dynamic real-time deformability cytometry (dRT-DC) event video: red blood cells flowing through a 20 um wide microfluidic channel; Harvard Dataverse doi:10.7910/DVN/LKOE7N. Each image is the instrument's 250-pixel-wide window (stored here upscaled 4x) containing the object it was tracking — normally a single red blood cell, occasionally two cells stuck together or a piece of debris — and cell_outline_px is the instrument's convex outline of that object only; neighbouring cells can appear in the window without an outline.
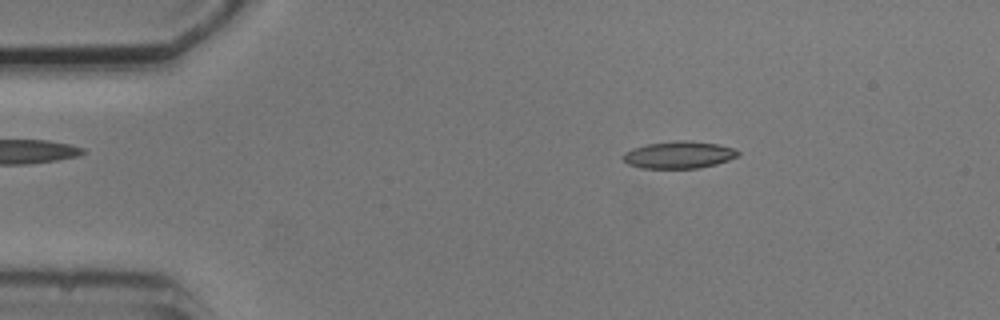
{"species": "common noctule bat (a hibernating species)", "species_latin": "Nyctalus noctula", "temperature_condition": "cold", "stored_images_in_passage": 4, "camera_frame_rate_fps": 3000, "um_per_image_px": 0.085, "animal": {"sex": "male", "body_mass_g": 20.5, "forearm_length_mm": 52.5}, "frame": {"image": 1, "passage_image": 2, "time_ms": 1.0, "image_size_px": [1000, 320], "cell_outline_px": [[740, 156], [716, 164], [700, 168], [640, 168], [628, 164], [620, 156], [624, 152], [632, 148], [648, 144], [676, 140], [688, 140], [720, 144], [732, 148], [740, 152]], "centroid_in_image_um": [57.7, 13.16], "position_along_channel_um": 27.3, "area_um2": 18.38}}
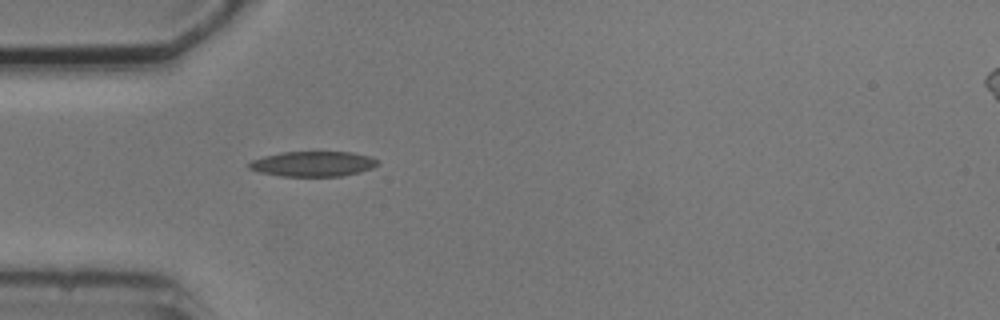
{"frame": {"image": 2, "passage_image": 4, "time_ms": 3.333, "image_size_px": [1000, 320], "cell_outline_px": [[380, 164], [372, 168], [360, 172], [340, 176], [280, 176], [260, 172], [248, 168], [248, 164], [252, 160], [264, 156], [280, 152], [352, 152], [372, 156], [380, 160]], "centroid_in_image_um": [26.66, 13.92], "position_along_channel_um": 58.3, "area_um2": 19.02}}